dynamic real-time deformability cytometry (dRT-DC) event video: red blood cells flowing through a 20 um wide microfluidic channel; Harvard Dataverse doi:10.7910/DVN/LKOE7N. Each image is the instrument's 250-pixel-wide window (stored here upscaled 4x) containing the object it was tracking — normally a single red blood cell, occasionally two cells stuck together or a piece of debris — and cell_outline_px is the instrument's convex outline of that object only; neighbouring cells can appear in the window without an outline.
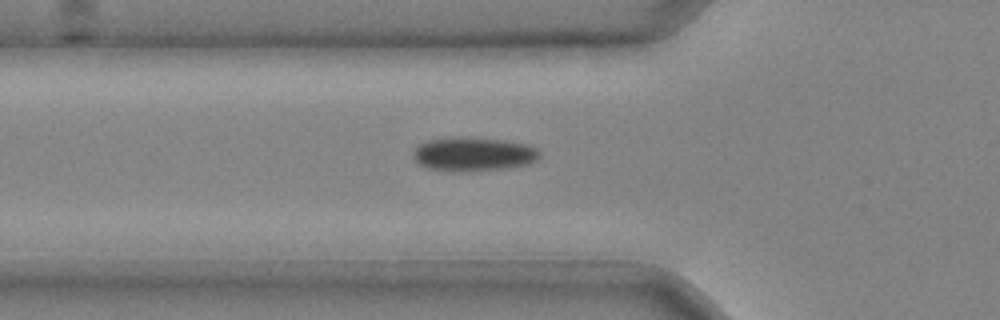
{"species": "common noctule bat (a hibernating species)", "species_latin": "Nyctalus noctula", "temperature_condition": "cold", "stored_images_in_passage": 30, "camera_frame_rate_fps": 3000, "um_per_image_px": 0.085, "animal": {"sex": "male", "body_mass_g": 20.4}, "frame": {"image": 1, "passage_image": 3, "time_ms": 0.667, "image_size_px": [1000, 320], "cell_outline_px": [[540, 156], [536, 160], [528, 164], [508, 168], [468, 172], [452, 172], [428, 168], [420, 164], [412, 156], [412, 152], [420, 144], [428, 140], [468, 136], [508, 140], [524, 144], [536, 148], [540, 152]], "centroid_in_image_um": [40.25, 13.11], "position_along_channel_um": 85.6, "area_um2": 25.32}}
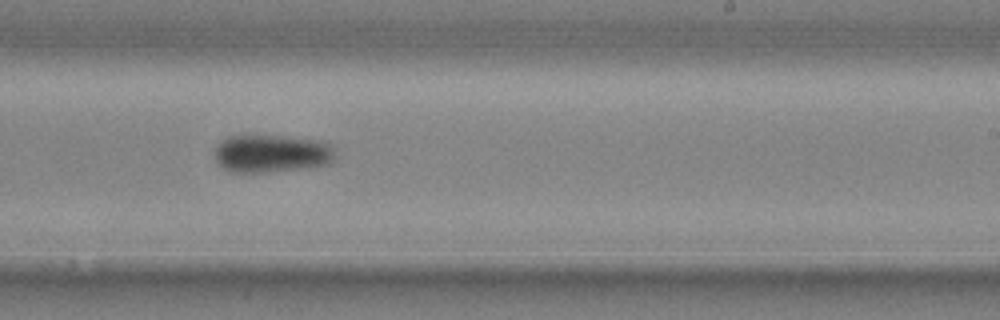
{"frame": {"image": 2, "passage_image": 15, "time_ms": 4.667, "image_size_px": [1000, 320], "cell_outline_px": [[336, 160], [328, 164], [300, 168], [268, 172], [232, 172], [224, 168], [216, 160], [216, 148], [220, 140], [228, 136], [272, 136], [320, 140], [332, 144], [336, 148]], "centroid_in_image_um": [23.15, 13.05], "position_along_channel_um": 265.9, "area_um2": 26.53}}
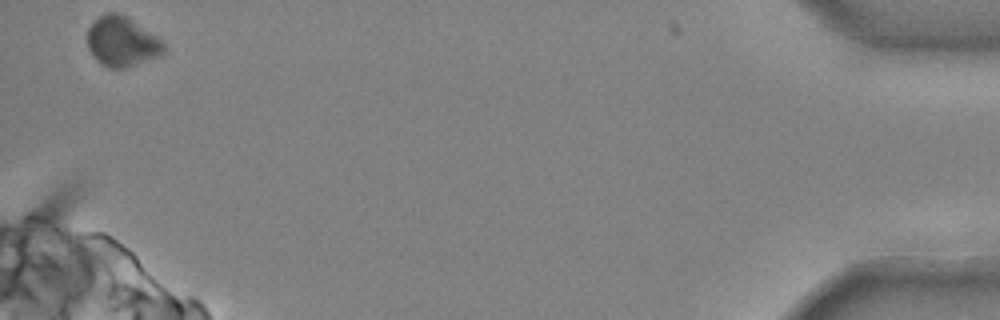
{"frame": {"image": 3, "passage_image": 30, "time_ms": 9.667, "image_size_px": [1000, 320], "cell_outline_px": [[164, 52], [160, 56], [128, 68], [108, 68], [100, 64], [92, 56], [88, 48], [88, 28], [100, 16], [108, 12], [116, 12], [124, 16], [156, 36], [164, 44]], "centroid_in_image_um": [10.34, 3.58], "position_along_channel_um": 424.9, "area_um2": 21.96}}